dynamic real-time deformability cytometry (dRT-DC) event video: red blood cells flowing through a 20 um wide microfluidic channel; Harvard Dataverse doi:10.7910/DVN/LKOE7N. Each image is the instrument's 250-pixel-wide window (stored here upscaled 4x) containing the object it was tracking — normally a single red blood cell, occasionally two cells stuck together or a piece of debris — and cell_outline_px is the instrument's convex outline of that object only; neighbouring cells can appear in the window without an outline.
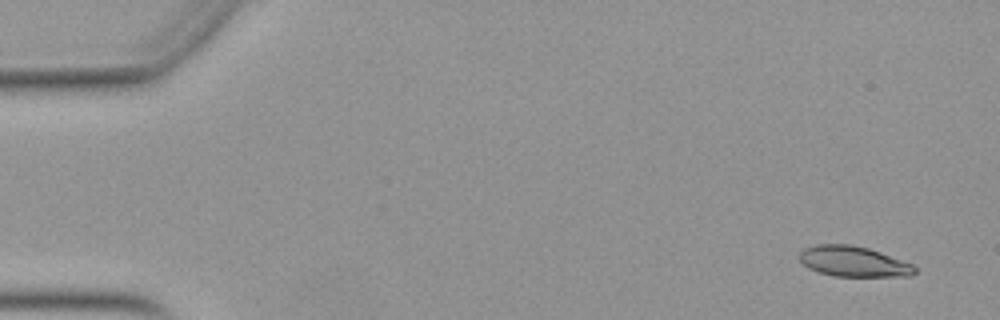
{"species": "Egyptian fruit bat (a non-hibernating species)", "species_latin": "Rousettus aegyptiacus", "temperature_condition": "warm", "stored_images_in_passage": 52, "camera_frame_rate_fps": 3000, "um_per_image_px": 0.085, "animal": {"sex": "female"}, "frame": {"image": 1, "passage_image": 3, "time_ms": 0.667, "image_size_px": [1000, 320], "cell_outline_px": [[916, 272], [912, 276], [836, 276], [820, 272], [808, 268], [800, 260], [800, 252], [804, 248], [816, 244], [848, 244], [868, 248], [880, 252], [912, 264], [916, 268]], "centroid_in_image_um": [72.54, 22.22], "position_along_channel_um": 12.5, "area_um2": 20.29}}
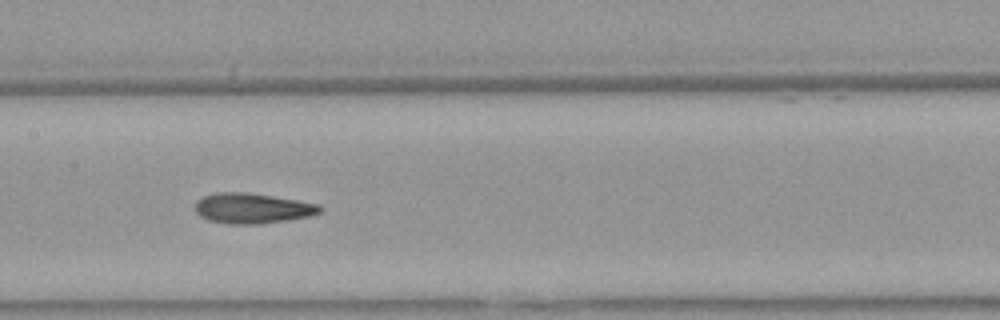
{"frame": {"image": 2, "passage_image": 26, "time_ms": 8.333, "image_size_px": [1000, 320], "cell_outline_px": [[324, 208], [320, 212], [308, 216], [288, 220], [260, 224], [228, 224], [208, 220], [200, 216], [196, 212], [196, 200], [204, 196], [216, 192], [248, 192], [320, 204]], "centroid_in_image_um": [21.44, 17.7], "position_along_channel_um": 186.0, "area_um2": 22.08}}
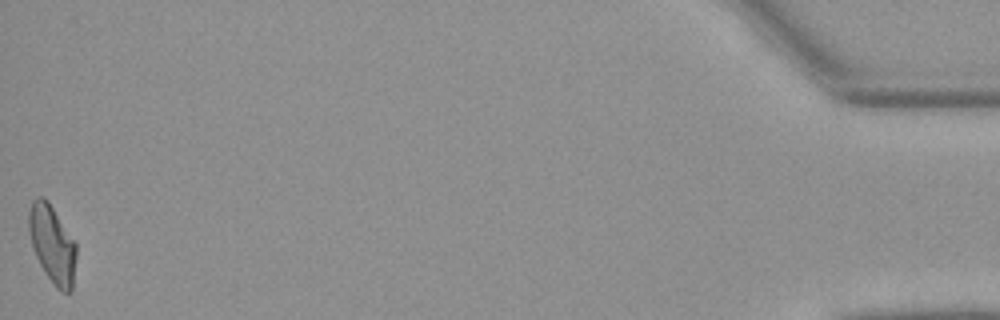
{"frame": {"image": 3, "passage_image": 52, "time_ms": 17.0, "image_size_px": [1000, 320], "cell_outline_px": [[76, 256], [72, 292], [60, 292], [56, 288], [40, 264], [32, 248], [28, 232], [28, 212], [32, 200], [36, 196], [44, 196], [48, 200], [76, 244]], "centroid_in_image_um": [4.42, 20.73], "position_along_channel_um": 430.8, "area_um2": 21.62}, "authors_computed_cell_mechanics": {"area_um2": 21.2993, "velocity_mm_per_s": 3.9495, "shape_relaxation_time_tau1_ms": null, "shape_relaxation_time_tau2_ms": 3.3427, "deformation_change_tau1": null, "deformation_change_tau2": 0.1168}}